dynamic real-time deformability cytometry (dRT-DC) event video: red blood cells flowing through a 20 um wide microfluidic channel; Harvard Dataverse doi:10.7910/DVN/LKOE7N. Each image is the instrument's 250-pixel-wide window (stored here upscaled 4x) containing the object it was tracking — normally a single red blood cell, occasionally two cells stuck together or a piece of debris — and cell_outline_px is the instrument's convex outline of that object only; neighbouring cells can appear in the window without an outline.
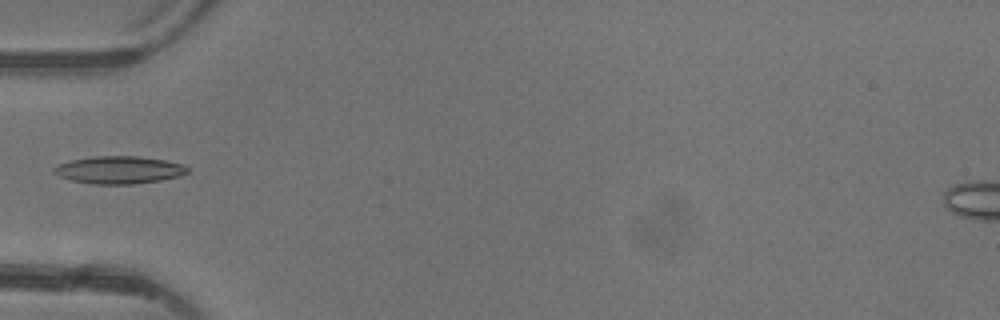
{"species": "common noctule bat (a hibernating species)", "species_latin": "Nyctalus noctula", "temperature_condition": "warm", "stored_images_in_passage": 5, "camera_frame_rate_fps": 3000, "um_per_image_px": 0.085, "animal": {"sex": "female"}, "frame": {"image": 1, "passage_image": 5, "time_ms": 4.667, "image_size_px": [1000, 320], "cell_outline_px": [[188, 172], [180, 176], [160, 180], [132, 184], [92, 184], [72, 180], [60, 176], [52, 172], [52, 168], [60, 164], [72, 160], [92, 156], [136, 156], [164, 160], [184, 164], [188, 168]], "centroid_in_image_um": [10.12, 14.44], "position_along_channel_um": 74.9, "area_um2": 21.33}}